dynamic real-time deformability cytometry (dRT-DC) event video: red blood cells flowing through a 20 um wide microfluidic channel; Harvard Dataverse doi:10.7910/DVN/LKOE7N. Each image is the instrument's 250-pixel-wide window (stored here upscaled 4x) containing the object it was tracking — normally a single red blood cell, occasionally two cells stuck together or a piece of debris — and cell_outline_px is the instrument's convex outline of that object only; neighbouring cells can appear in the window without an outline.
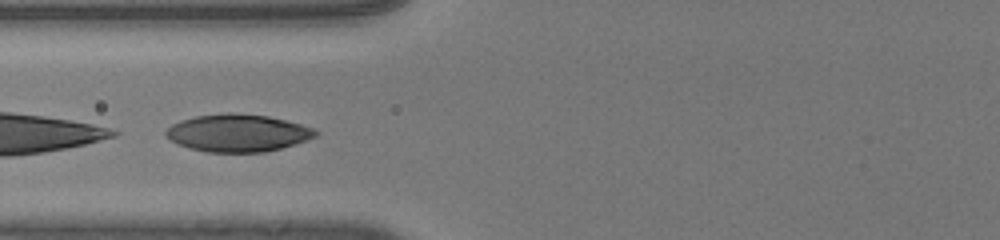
{"species": "human", "species_latin": "Homo sapiens", "temperature_condition": "room temperature", "stored_images_in_passage": 48, "segment_of_instrument_passage": [2, 2], "camera_frame_rate_fps": 3000, "um_per_image_px": 0.085, "donor": {"sex": "male"}, "frame": {"image": 1, "passage_image": 21, "time_ms": 6.667, "image_size_px": [1000, 240], "cell_outline_px": [[320, 132], [316, 136], [280, 148], [264, 152], [208, 152], [188, 148], [164, 136], [164, 132], [172, 124], [180, 120], [196, 116], [228, 112], [232, 112], [268, 116], [300, 124], [312, 128]], "centroid_in_image_um": [20.17, 11.29], "position_along_channel_um": 105.6, "area_um2": 32.43}}
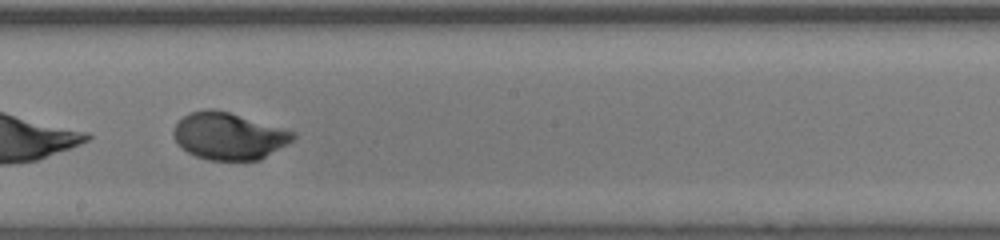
{"frame": {"image": 2, "passage_image": 30, "time_ms": 9.667, "image_size_px": [1000, 240], "cell_outline_px": [[296, 136], [288, 144], [260, 160], [208, 160], [196, 156], [188, 152], [176, 144], [172, 136], [172, 132], [176, 124], [184, 116], [192, 112], [204, 108], [212, 108], [228, 112], [296, 132]], "centroid_in_image_um": [19.42, 11.57], "position_along_channel_um": 228.8, "area_um2": 32.77}}
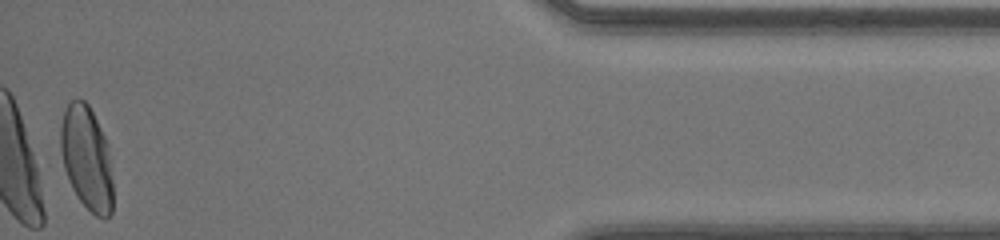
{"frame": {"image": 3, "passage_image": 48, "time_ms": 15.667, "image_size_px": [1000, 240], "cell_outline_px": [[112, 212], [104, 220], [96, 216], [80, 200], [72, 188], [64, 168], [60, 152], [60, 124], [64, 108], [76, 96], [84, 100], [88, 104], [104, 136], [108, 156], [112, 180]], "centroid_in_image_um": [7.33, 13.41], "position_along_channel_um": 427.9, "area_um2": 31.5}}